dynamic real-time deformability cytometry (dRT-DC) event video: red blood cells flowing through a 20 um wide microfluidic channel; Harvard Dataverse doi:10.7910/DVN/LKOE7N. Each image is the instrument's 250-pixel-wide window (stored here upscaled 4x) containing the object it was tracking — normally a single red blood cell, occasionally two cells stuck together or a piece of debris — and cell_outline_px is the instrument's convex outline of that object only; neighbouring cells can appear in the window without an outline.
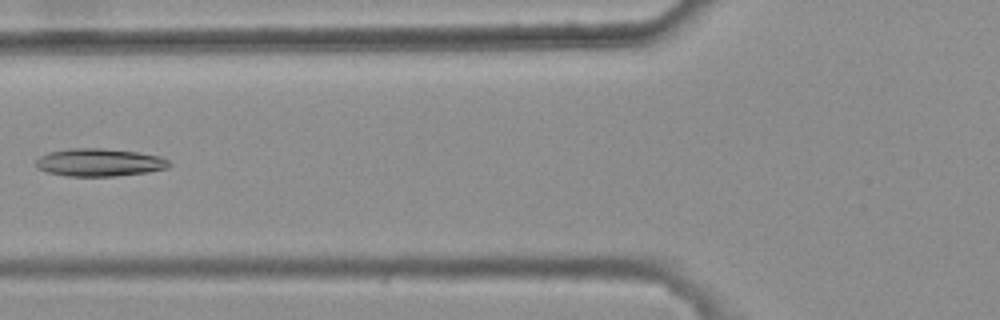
{"species": "common noctule bat (a hibernating species)", "species_latin": "Nyctalus noctula", "temperature_condition": "warm", "stored_images_in_passage": 5, "camera_frame_rate_fps": 3000, "um_per_image_px": 0.085, "animal": {"sex": "female", "body_mass_g": 25.1}, "frame": {"image": 1, "passage_image": 4, "time_ms": 1.0, "image_size_px": [1000, 320], "cell_outline_px": [[172, 164], [168, 168], [148, 172], [116, 176], [68, 176], [48, 172], [36, 168], [36, 160], [40, 156], [48, 152], [68, 148], [100, 148], [136, 152], [160, 156], [168, 160]], "centroid_in_image_um": [8.45, 13.8], "position_along_channel_um": 117.4, "area_um2": 21.62}}
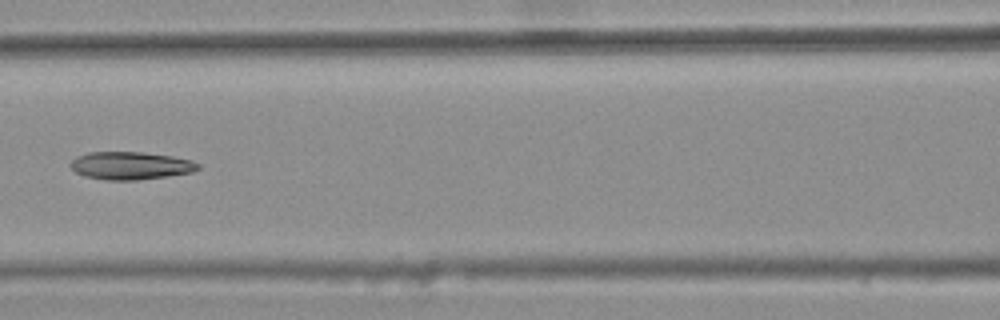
{"frame": {"image": 2, "passage_image": 5, "time_ms": 1.333, "image_size_px": [1000, 320], "cell_outline_px": [[200, 168], [192, 172], [168, 176], [136, 180], [108, 180], [84, 176], [76, 172], [68, 164], [76, 156], [88, 152], [140, 152], [172, 156], [192, 160], [200, 164]], "centroid_in_image_um": [11.09, 14.07], "position_along_channel_um": 155.5, "area_um2": 20.69}}